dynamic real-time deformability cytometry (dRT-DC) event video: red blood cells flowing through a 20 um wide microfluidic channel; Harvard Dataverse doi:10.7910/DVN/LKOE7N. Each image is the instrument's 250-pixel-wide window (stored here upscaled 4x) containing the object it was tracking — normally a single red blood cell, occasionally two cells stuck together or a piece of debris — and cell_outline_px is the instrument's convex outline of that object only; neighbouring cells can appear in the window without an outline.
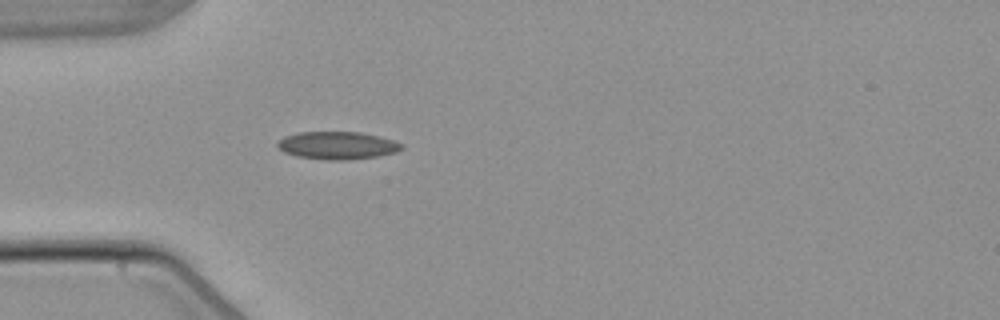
{"species": "common noctule bat (a hibernating species)", "species_latin": "Nyctalus noctula", "temperature_condition": "warm", "stored_images_in_passage": 3, "camera_frame_rate_fps": 3000, "um_per_image_px": 0.085, "animal": {"sex": "male", "body_mass_g": 21.5, "forearm_length_mm": 52.0}, "frame": {"image": 1, "passage_image": 3, "time_ms": 3.333, "image_size_px": [1000, 320], "cell_outline_px": [[404, 148], [396, 152], [376, 156], [344, 160], [328, 160], [296, 156], [284, 152], [276, 144], [284, 136], [300, 132], [360, 132], [380, 136], [392, 140], [400, 144]], "centroid_in_image_um": [28.66, 12.36], "position_along_channel_um": 56.3, "area_um2": 19.83}}